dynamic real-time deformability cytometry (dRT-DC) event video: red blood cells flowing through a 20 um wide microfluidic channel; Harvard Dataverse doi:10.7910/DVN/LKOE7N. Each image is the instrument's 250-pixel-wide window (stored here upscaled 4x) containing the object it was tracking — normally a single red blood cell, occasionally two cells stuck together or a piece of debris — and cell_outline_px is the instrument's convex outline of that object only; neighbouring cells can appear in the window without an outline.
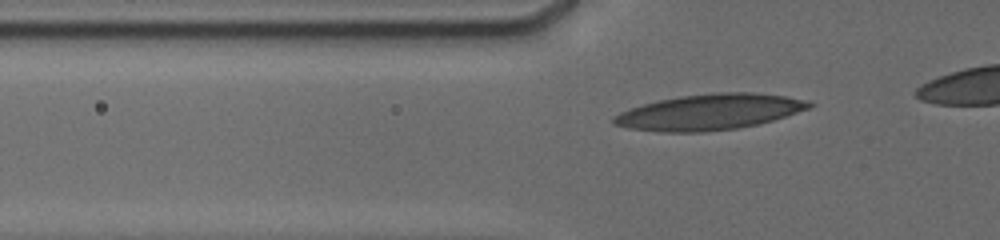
{"species": "human", "species_latin": "Homo sapiens", "temperature_condition": "cold", "stored_images_in_passage": 22, "camera_frame_rate_fps": 3000, "um_per_image_px": 0.085, "donor": {"sex": "male"}, "frame": {"image": 1, "passage_image": 16, "time_ms": 3.333, "image_size_px": [1000, 240], "cell_outline_px": [[816, 104], [808, 108], [772, 120], [756, 124], [736, 128], [700, 132], [664, 132], [628, 128], [616, 124], [612, 120], [612, 116], [620, 112], [644, 104], [660, 100], [680, 96], [712, 92], [752, 92], [784, 96], [808, 100]], "centroid_in_image_um": [60.3, 9.51], "position_along_channel_um": 65.5, "area_um2": 40.29}}